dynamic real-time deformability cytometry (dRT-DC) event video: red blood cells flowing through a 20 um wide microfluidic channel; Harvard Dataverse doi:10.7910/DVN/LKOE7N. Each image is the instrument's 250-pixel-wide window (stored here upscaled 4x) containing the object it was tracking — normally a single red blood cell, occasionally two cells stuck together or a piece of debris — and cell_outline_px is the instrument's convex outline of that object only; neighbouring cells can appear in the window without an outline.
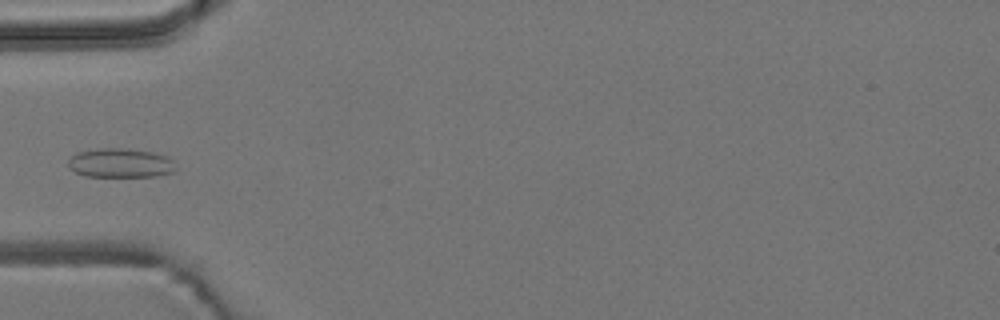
{"species": "common noctule bat (a hibernating species)", "species_latin": "Nyctalus noctula", "temperature_condition": "room temperature", "stored_images_in_passage": 5, "camera_frame_rate_fps": 3000, "um_per_image_px": 0.085, "animal": {"sex": "male", "body_mass_g": 19.2, "forearm_length_mm": 51.8}, "frame": {"image": 1, "passage_image": 5, "time_ms": 4.667, "image_size_px": [1000, 320], "cell_outline_px": [[176, 168], [172, 172], [156, 176], [88, 176], [76, 172], [68, 168], [68, 160], [76, 152], [100, 148], [128, 148], [152, 152], [164, 156], [172, 160]], "centroid_in_image_um": [10.2, 13.84], "position_along_channel_um": 74.8, "area_um2": 18.21}}